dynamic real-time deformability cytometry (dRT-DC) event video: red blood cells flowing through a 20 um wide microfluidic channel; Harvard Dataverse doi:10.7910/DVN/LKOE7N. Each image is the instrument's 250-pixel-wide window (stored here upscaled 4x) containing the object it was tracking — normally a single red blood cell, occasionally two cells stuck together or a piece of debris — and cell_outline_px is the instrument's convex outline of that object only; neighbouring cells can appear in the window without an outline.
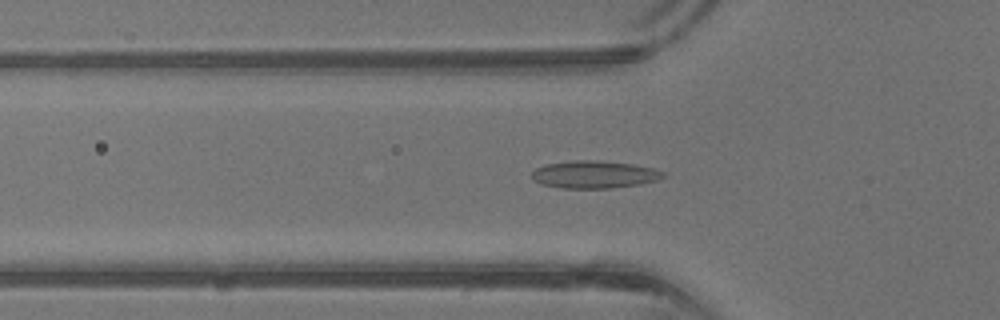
{"species": "common noctule bat (a hibernating species)", "species_latin": "Nyctalus noctula", "temperature_condition": "warm", "stored_images_in_passage": 41, "camera_frame_rate_fps": 3000, "um_per_image_px": 0.085, "animal": {"sex": "male", "body_mass_g": 13.3}, "frame": {"image": 1, "passage_image": 14, "time_ms": 4.333, "image_size_px": [1000, 320], "cell_outline_px": [[668, 176], [656, 180], [640, 184], [612, 188], [560, 188], [540, 184], [532, 176], [532, 172], [536, 168], [548, 164], [576, 160], [596, 160], [632, 164], [652, 168], [664, 172]], "centroid_in_image_um": [50.54, 14.84], "position_along_channel_um": 75.3, "area_um2": 20.92}}
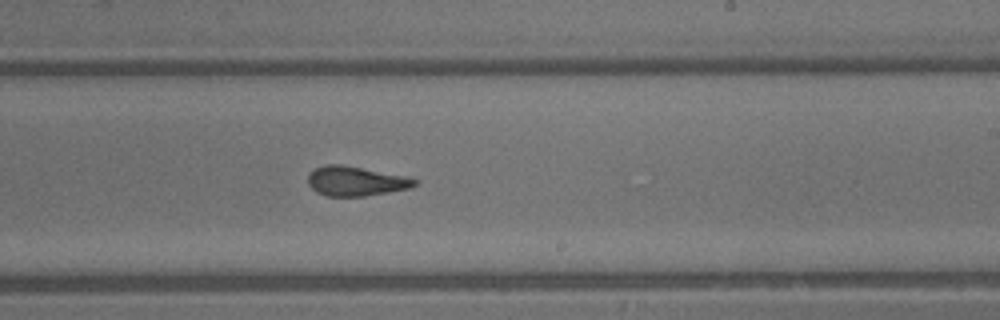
{"frame": {"image": 2, "passage_image": 25, "time_ms": 8.0, "image_size_px": [1000, 320], "cell_outline_px": [[416, 184], [412, 188], [364, 196], [328, 196], [316, 192], [308, 184], [308, 172], [324, 164], [340, 164], [408, 176], [416, 180]], "centroid_in_image_um": [30.22, 15.39], "position_along_channel_um": 258.8, "area_um2": 18.44}}
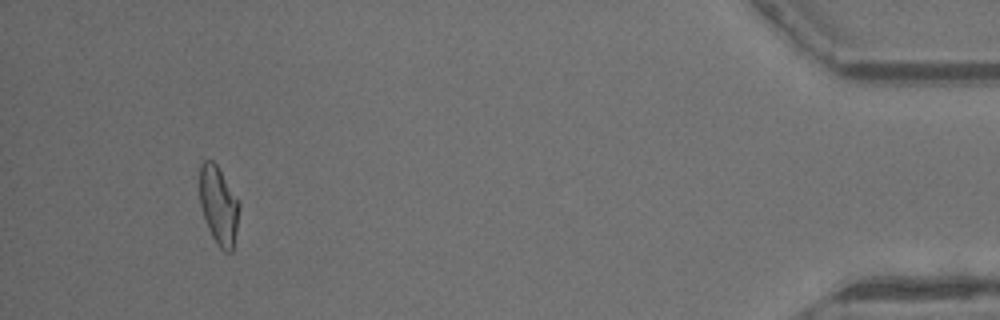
{"frame": {"image": 3, "passage_image": 39, "time_ms": 12.667, "image_size_px": [1000, 320], "cell_outline_px": [[240, 204], [232, 252], [224, 252], [216, 244], [208, 228], [200, 204], [200, 164], [204, 160], [212, 160], [216, 164]], "centroid_in_image_um": [18.57, 17.47], "position_along_channel_um": 416.6, "area_um2": 17.69}, "authors_computed_cell_mechanics": {"area_um2": 18.496, "velocity_mm_per_s": 4.9895, "shape_relaxation_time_tau1_ms": null, "shape_relaxation_time_tau2_ms": 1.8637, "deformation_change_tau1": null, "deformation_change_tau2": 0.0907}}